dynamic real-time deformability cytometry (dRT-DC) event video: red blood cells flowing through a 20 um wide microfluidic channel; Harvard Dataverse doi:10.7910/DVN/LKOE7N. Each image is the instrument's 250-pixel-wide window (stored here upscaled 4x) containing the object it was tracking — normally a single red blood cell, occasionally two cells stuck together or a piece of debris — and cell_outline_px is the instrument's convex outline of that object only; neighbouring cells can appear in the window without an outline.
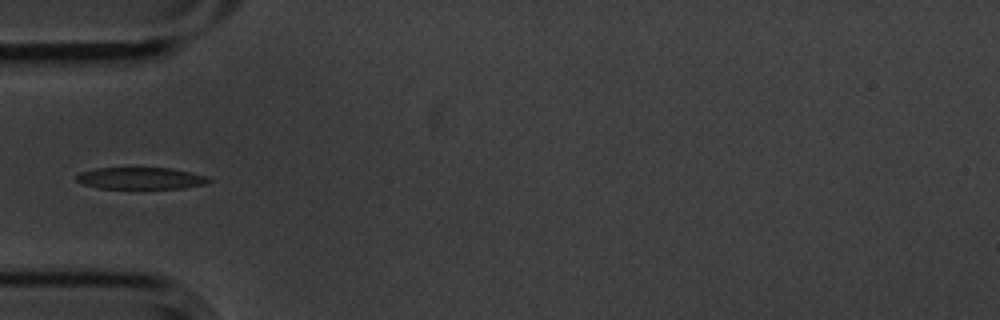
{"species": "common noctule bat (a hibernating species)", "species_latin": "Nyctalus noctula", "temperature_condition": "cold", "stored_images_in_passage": 12, "camera_frame_rate_fps": 3000, "um_per_image_px": 0.085, "animal": {"sex": "male", "body_mass_g": 20.1, "forearm_length_mm": 53.5}, "frame": {"image": 1, "passage_image": 4, "time_ms": 1.0, "image_size_px": [1000, 320], "cell_outline_px": [[212, 180], [204, 184], [184, 188], [96, 188], [84, 184], [76, 180], [76, 176], [80, 172], [96, 168], [172, 168], [204, 176]], "centroid_in_image_um": [11.92, 15.15], "position_along_channel_um": 73.1, "area_um2": 16.59}}
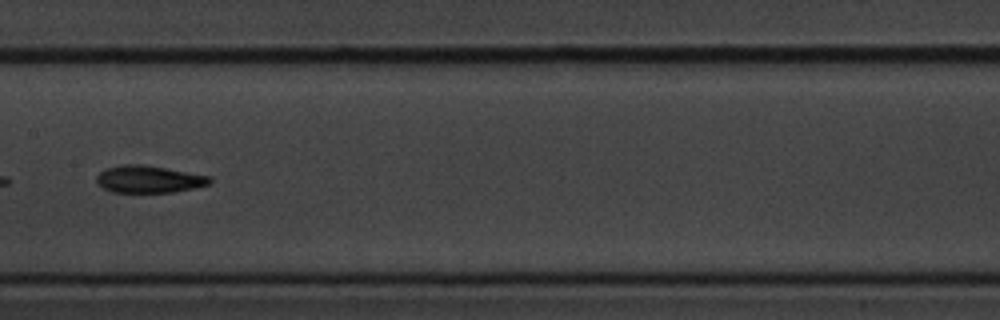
{"frame": {"image": 2, "passage_image": 7, "time_ms": 2.0, "image_size_px": [1000, 320], "cell_outline_px": [[212, 180], [208, 184], [196, 188], [172, 192], [112, 192], [96, 184], [96, 176], [104, 168], [124, 164], [144, 164], [212, 176]], "centroid_in_image_um": [12.64, 15.22], "position_along_channel_um": 194.8, "area_um2": 18.15}}
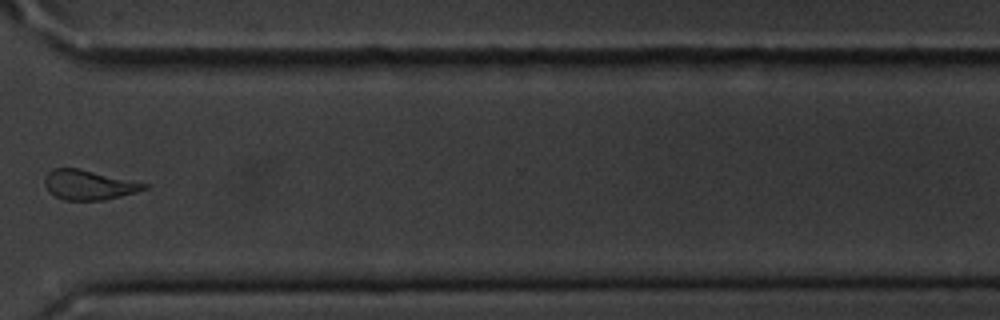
{"frame": {"image": 3, "passage_image": 11, "time_ms": 3.333, "image_size_px": [1000, 320], "cell_outline_px": [[148, 188], [136, 192], [104, 200], [64, 200], [48, 192], [44, 184], [44, 180], [48, 172], [52, 168], [80, 168], [148, 184]], "centroid_in_image_um": [7.51, 15.71], "position_along_channel_um": 363.1, "area_um2": 17.22}}